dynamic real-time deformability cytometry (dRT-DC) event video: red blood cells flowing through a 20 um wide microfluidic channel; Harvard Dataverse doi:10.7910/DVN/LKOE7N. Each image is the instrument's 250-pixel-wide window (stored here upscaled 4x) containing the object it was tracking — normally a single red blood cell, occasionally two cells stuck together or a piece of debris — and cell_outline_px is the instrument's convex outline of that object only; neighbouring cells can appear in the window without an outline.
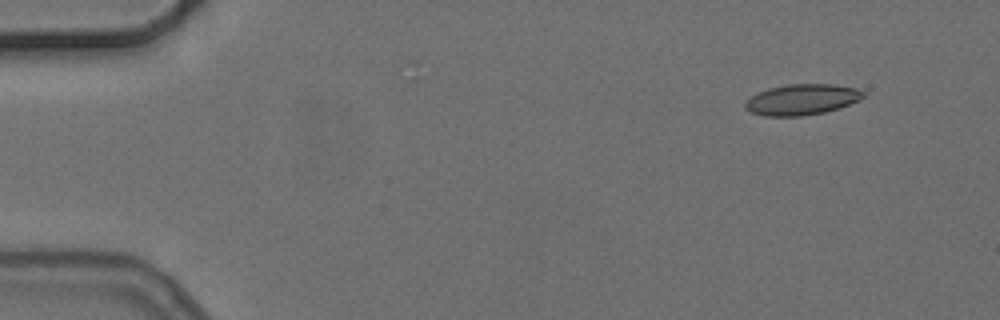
{"species": "common noctule bat (a hibernating species)", "species_latin": "Nyctalus noctula", "temperature_condition": "cold", "stored_images_in_passage": 5, "camera_frame_rate_fps": 3000, "um_per_image_px": 0.085, "animal": {"sex": "female", "body_mass_g": 24.6, "forearm_length_mm": 56.2}, "frame": {"image": 1, "passage_image": 2, "time_ms": 1.0, "image_size_px": [1000, 320], "cell_outline_px": [[868, 92], [860, 100], [840, 108], [824, 112], [800, 116], [764, 116], [752, 112], [744, 108], [744, 104], [752, 96], [768, 88], [788, 84], [832, 84], [856, 88]], "centroid_in_image_um": [68.21, 8.46], "position_along_channel_um": 16.8, "area_um2": 21.21}}
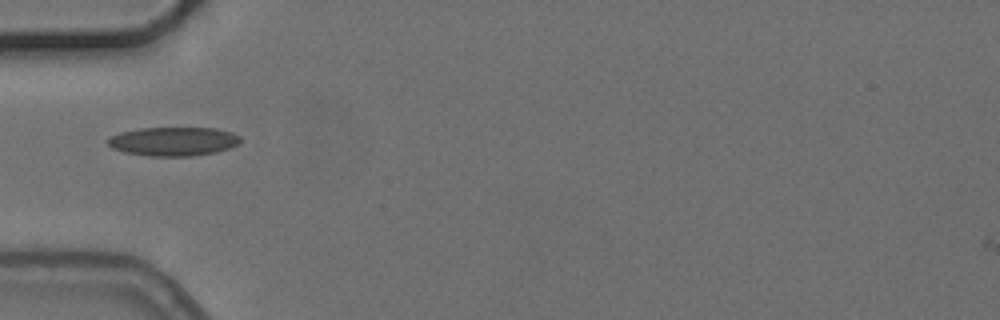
{"frame": {"image": 2, "passage_image": 5, "time_ms": 5.333, "image_size_px": [1000, 320], "cell_outline_px": [[240, 144], [216, 152], [192, 156], [148, 156], [124, 152], [112, 148], [104, 140], [120, 132], [140, 128], [216, 128], [232, 132], [240, 136]], "centroid_in_image_um": [14.73, 12.02], "position_along_channel_um": 70.3, "area_um2": 22.43}}